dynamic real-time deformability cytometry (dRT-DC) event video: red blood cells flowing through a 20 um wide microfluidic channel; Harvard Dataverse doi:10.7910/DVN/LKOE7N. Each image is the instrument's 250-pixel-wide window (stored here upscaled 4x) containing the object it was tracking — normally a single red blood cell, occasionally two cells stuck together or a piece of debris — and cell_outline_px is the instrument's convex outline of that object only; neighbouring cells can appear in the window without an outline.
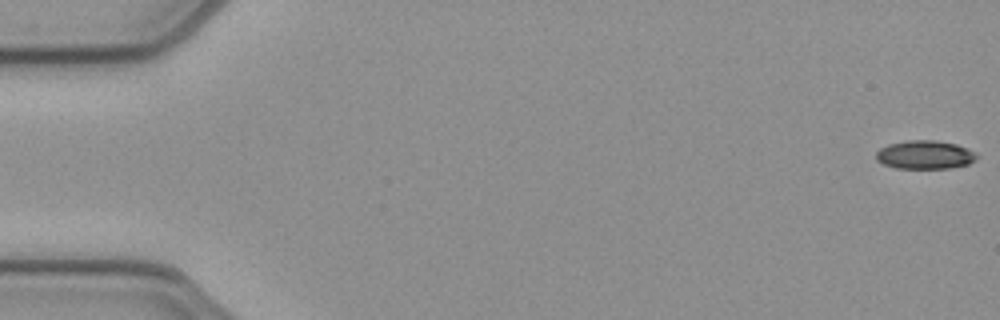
{"species": "common noctule bat (a hibernating species)", "species_latin": "Nyctalus noctula", "temperature_condition": "cold", "stored_images_in_passage": 53, "camera_frame_rate_fps": 3000, "um_per_image_px": 0.085, "animal": {"sex": "female", "body_mass_g": 21.9}, "frame": {"image": 1, "passage_image": 1, "time_ms": 0.0, "image_size_px": [1000, 320], "cell_outline_px": [[976, 160], [968, 164], [952, 168], [896, 168], [884, 164], [876, 160], [876, 152], [880, 148], [888, 144], [908, 140], [936, 140], [956, 144], [968, 148], [976, 152]], "centroid_in_image_um": [78.63, 13.15], "position_along_channel_um": 6.4, "area_um2": 16.82}}
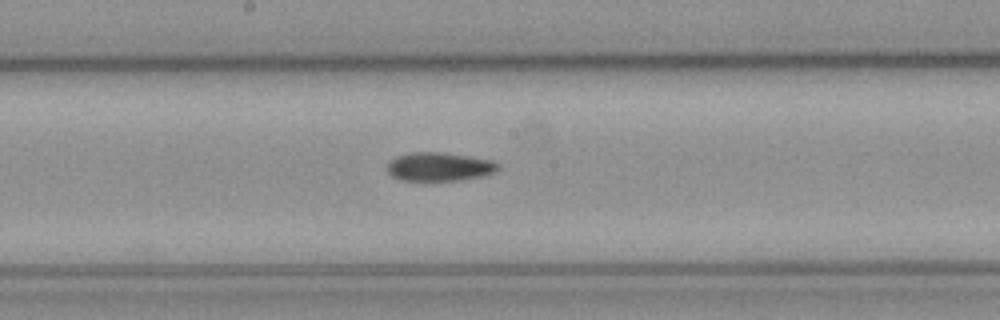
{"frame": {"image": 2, "passage_image": 28, "time_ms": 9.0, "image_size_px": [1000, 320], "cell_outline_px": [[500, 164], [492, 172], [480, 176], [460, 180], [400, 180], [392, 176], [388, 172], [388, 164], [396, 156], [412, 152], [444, 152], [492, 160]], "centroid_in_image_um": [37.31, 14.16], "position_along_channel_um": 210.9, "area_um2": 18.21}}
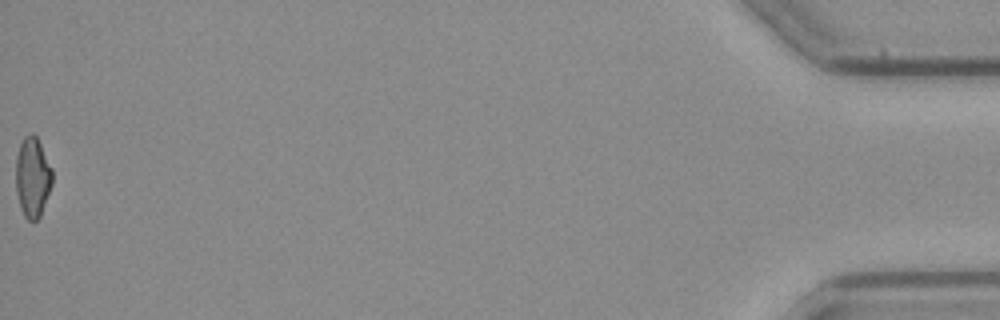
{"frame": {"image": 3, "passage_image": 53, "time_ms": 17.333, "image_size_px": [1000, 320], "cell_outline_px": [[52, 184], [40, 216], [36, 220], [28, 220], [24, 216], [20, 208], [16, 192], [16, 156], [20, 144], [24, 136], [32, 132], [36, 136], [52, 168]], "centroid_in_image_um": [2.75, 15.06], "position_along_channel_um": 432.4, "area_um2": 16.99}}